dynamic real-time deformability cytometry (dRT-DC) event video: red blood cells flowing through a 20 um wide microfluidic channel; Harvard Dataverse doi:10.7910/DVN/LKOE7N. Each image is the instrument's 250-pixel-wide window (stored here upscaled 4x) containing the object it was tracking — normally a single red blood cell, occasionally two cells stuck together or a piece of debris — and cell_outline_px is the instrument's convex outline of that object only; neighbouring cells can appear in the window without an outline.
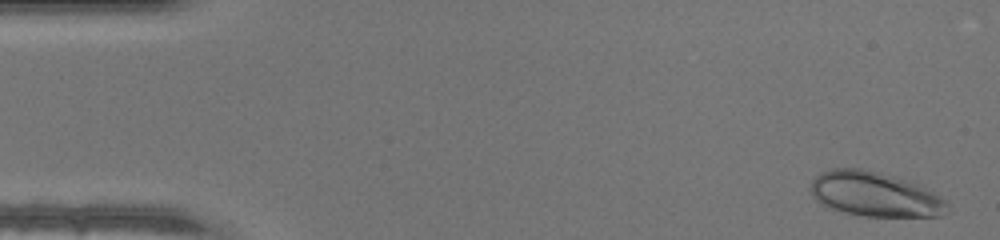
{"species": "human", "species_latin": "Homo sapiens", "temperature_condition": "warm", "stored_images_in_passage": 46, "camera_frame_rate_fps": 3000, "um_per_image_px": 0.085, "donor": {"sex": "male"}, "frame": {"image": 1, "passage_image": 1, "time_ms": 0.0, "image_size_px": [1000, 240], "cell_outline_px": [[932, 200], [924, 216], [876, 216], [852, 212], [840, 208], [824, 200], [820, 196], [816, 188], [816, 184], [824, 176], [836, 172], [852, 172], [872, 176], [896, 184], [928, 196]], "centroid_in_image_um": [74.06, 16.63], "position_along_channel_um": 10.9, "area_um2": 25.72}}
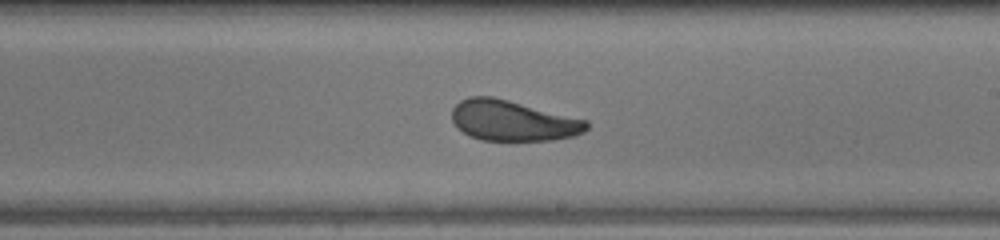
{"frame": {"image": 2, "passage_image": 26, "time_ms": 8.333, "image_size_px": [1000, 240], "cell_outline_px": [[588, 124], [580, 132], [568, 136], [540, 140], [488, 140], [472, 136], [464, 132], [456, 124], [452, 116], [452, 112], [456, 104], [464, 100], [476, 96], [484, 96], [504, 100], [584, 120]], "centroid_in_image_um": [43.51, 10.26], "position_along_channel_um": 245.5, "area_um2": 29.77}}
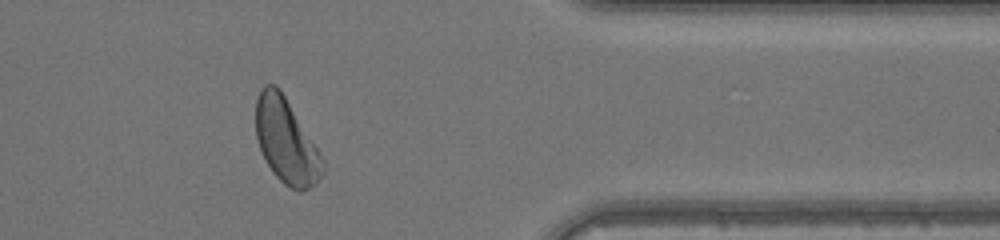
{"frame": {"image": 3, "passage_image": 37, "time_ms": 12.0, "image_size_px": [1000, 240], "cell_outline_px": [[308, 184], [304, 188], [292, 188], [268, 164], [260, 148], [256, 132], [256, 104], [260, 92], [268, 84], [272, 84], [280, 92], [292, 116], [308, 152]], "centroid_in_image_um": [23.89, 11.77], "position_along_channel_um": 387.5, "area_um2": 25.32}}